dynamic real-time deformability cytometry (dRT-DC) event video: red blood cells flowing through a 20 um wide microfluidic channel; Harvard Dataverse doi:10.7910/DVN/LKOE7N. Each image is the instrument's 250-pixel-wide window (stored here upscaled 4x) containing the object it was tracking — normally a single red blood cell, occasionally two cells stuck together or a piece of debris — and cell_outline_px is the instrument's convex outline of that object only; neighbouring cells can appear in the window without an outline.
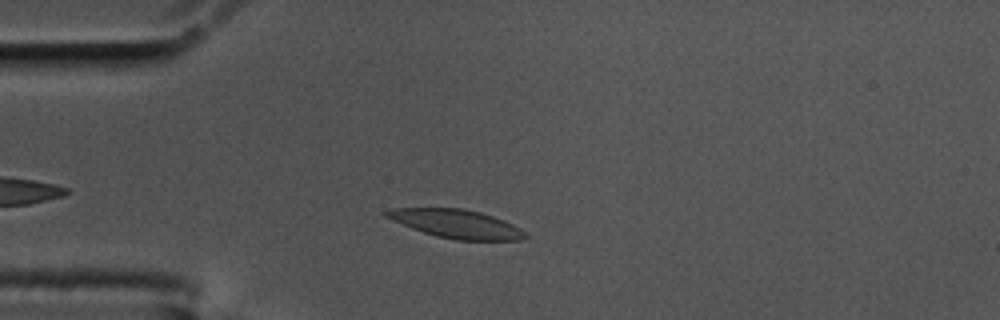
{"species": "common noctule bat (a hibernating species)", "species_latin": "Nyctalus noctula", "temperature_condition": "cold", "stored_images_in_passage": 45, "camera_frame_rate_fps": 3000, "um_per_image_px": 0.085, "animal": {"sex": "male", "body_mass_g": 17.5, "forearm_length_mm": 52.3}, "frame": {"image": 1, "passage_image": 7, "time_ms": 2.0, "image_size_px": [1000, 320], "cell_outline_px": [[528, 236], [524, 240], [456, 240], [436, 236], [412, 228], [392, 220], [384, 216], [380, 212], [396, 208], [464, 208], [480, 212], [504, 220], [520, 228]], "centroid_in_image_um": [38.79, 19.02], "position_along_channel_um": 46.2, "area_um2": 23.06}}
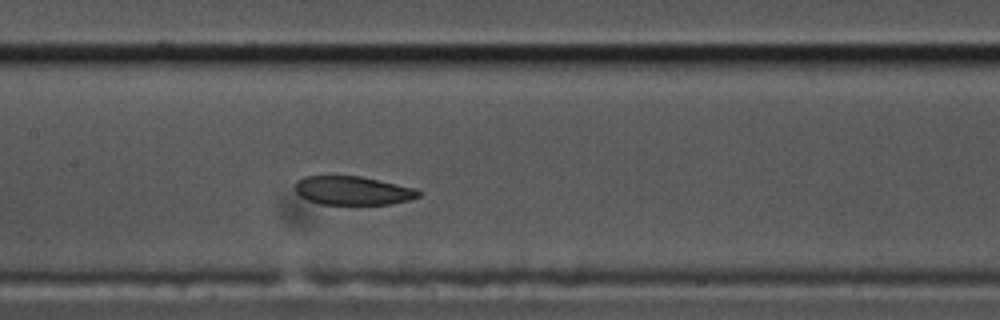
{"frame": {"image": 2, "passage_image": 20, "time_ms": 6.333, "image_size_px": [1000, 320], "cell_outline_px": [[424, 192], [420, 196], [408, 200], [392, 204], [320, 204], [308, 200], [300, 196], [296, 192], [296, 180], [304, 176], [360, 176], [416, 188]], "centroid_in_image_um": [30.01, 16.2], "position_along_channel_um": 177.4, "area_um2": 20.69}}
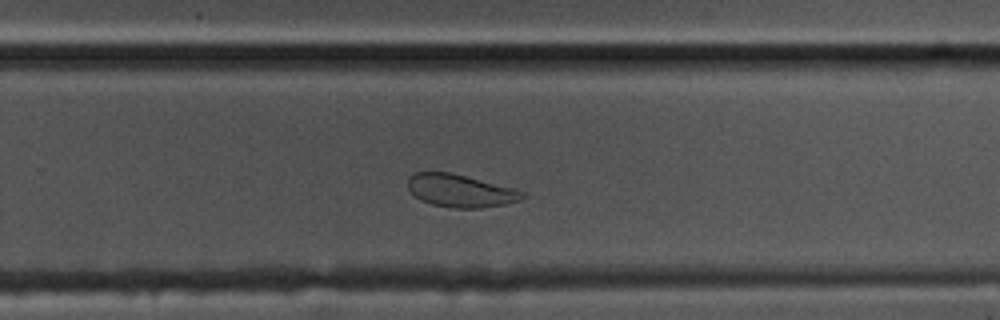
{"frame": {"image": 3, "passage_image": 30, "time_ms": 9.667, "image_size_px": [1000, 320], "cell_outline_px": [[528, 196], [520, 200], [504, 204], [480, 208], [456, 208], [432, 204], [420, 200], [408, 188], [408, 176], [416, 172], [452, 172], [512, 188], [524, 192]], "centroid_in_image_um": [39.13, 16.21], "position_along_channel_um": 290.7, "area_um2": 21.73}, "authors_computed_cell_mechanics": {"area_um2": 23.0622, "velocity_mm_per_s": 3.4023, "shape_relaxation_time_tau1_ms": null, "shape_relaxation_time_tau2_ms": 2.3993, "deformation_change_tau1": null, "deformation_change_tau2": 0.0741}}